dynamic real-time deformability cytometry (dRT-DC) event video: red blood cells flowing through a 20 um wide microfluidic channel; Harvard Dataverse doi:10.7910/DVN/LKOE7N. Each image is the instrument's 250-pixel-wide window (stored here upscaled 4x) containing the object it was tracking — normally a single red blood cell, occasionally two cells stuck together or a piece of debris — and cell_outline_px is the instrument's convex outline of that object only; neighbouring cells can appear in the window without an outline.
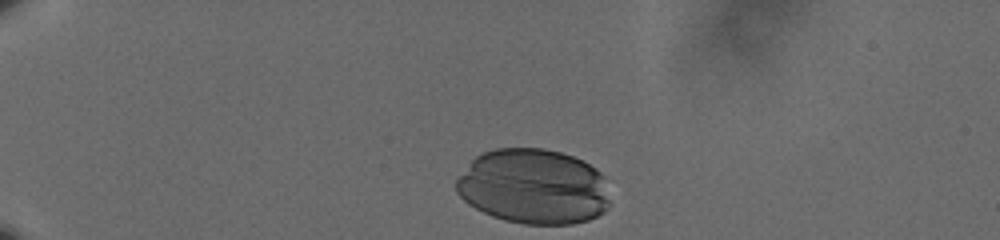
{"species": "human", "species_latin": "Homo sapiens", "temperature_condition": "cold", "stored_images_in_passage": 38, "camera_frame_rate_fps": 3000, "um_per_image_px": 0.085, "donor": {"sex": "male"}, "frame": {"image": 1, "passage_image": 1, "time_ms": 0.0, "image_size_px": [1000, 240], "cell_outline_px": [[612, 204], [604, 212], [588, 220], [572, 224], [524, 224], [504, 220], [492, 216], [468, 204], [456, 192], [456, 180], [472, 160], [476, 156], [484, 152], [496, 148], [544, 148], [560, 152], [572, 156], [596, 168], [604, 176]], "centroid_in_image_um": [45.38, 15.87], "position_along_channel_um": 39.6, "area_um2": 67.74}}